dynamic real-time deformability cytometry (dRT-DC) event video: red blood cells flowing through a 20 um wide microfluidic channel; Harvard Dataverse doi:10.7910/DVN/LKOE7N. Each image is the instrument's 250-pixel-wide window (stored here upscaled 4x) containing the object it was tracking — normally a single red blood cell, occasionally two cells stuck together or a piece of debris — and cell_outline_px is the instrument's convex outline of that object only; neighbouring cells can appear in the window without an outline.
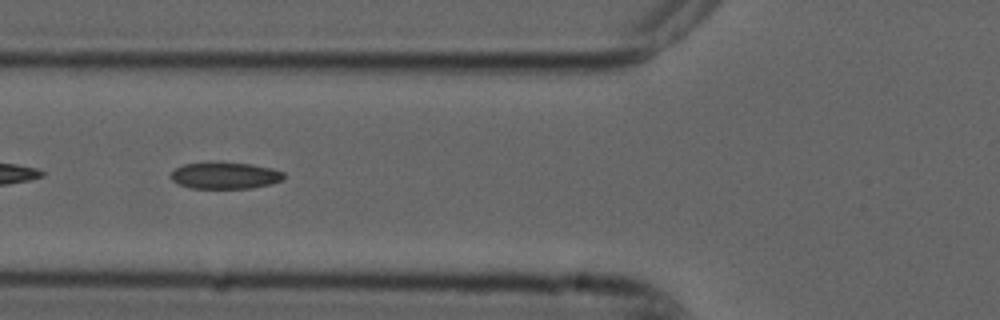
{"species": "common noctule bat (a hibernating species)", "species_latin": "Nyctalus noctula", "temperature_condition": "cold", "stored_images_in_passage": 48, "camera_frame_rate_fps": 3000, "um_per_image_px": 0.085, "animal": {"sex": "male", "forearm_length_mm": 52.5}, "frame": {"image": 1, "passage_image": 14, "time_ms": 4.333, "image_size_px": [1000, 320], "cell_outline_px": [[284, 180], [272, 184], [252, 188], [192, 188], [180, 184], [172, 180], [172, 172], [176, 168], [184, 164], [252, 164], [272, 168], [284, 172]], "centroid_in_image_um": [19.21, 14.95], "position_along_channel_um": 106.6, "area_um2": 16.99}}
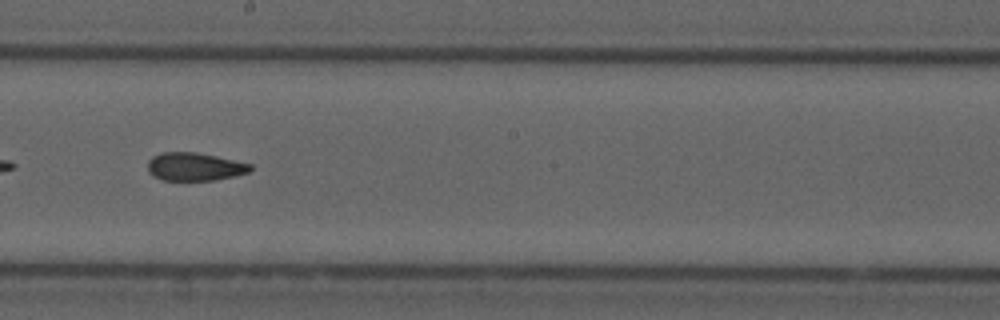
{"frame": {"image": 2, "passage_image": 24, "time_ms": 7.667, "image_size_px": [1000, 320], "cell_outline_px": [[252, 168], [248, 172], [232, 176], [212, 180], [164, 180], [148, 172], [148, 160], [152, 156], [160, 152], [196, 152], [216, 156], [252, 164]], "centroid_in_image_um": [16.52, 14.15], "position_along_channel_um": 231.7, "area_um2": 16.65}}
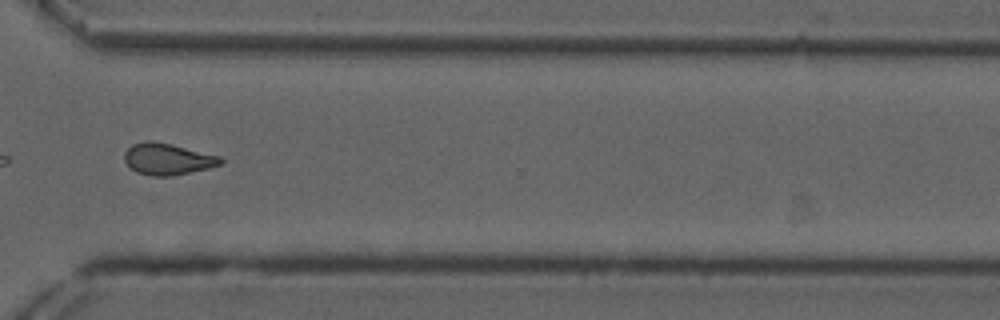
{"frame": {"image": 3, "passage_image": 34, "time_ms": 11.0, "image_size_px": [1000, 320], "cell_outline_px": [[224, 160], [220, 164], [208, 168], [172, 176], [152, 176], [136, 172], [124, 160], [124, 152], [132, 144], [148, 140], [152, 140], [172, 144], [220, 156]], "centroid_in_image_um": [14.23, 13.51], "position_along_channel_um": 356.4, "area_um2": 17.63}, "authors_computed_cell_mechanics": {"area_um2": 17.629, "velocity_mm_per_s": 3.742, "shape_relaxation_time_tau1_ms": 11.2118, "shape_relaxation_time_tau2_ms": 2.1671, "deformation_change_tau1": 0.2028, "deformation_change_tau2": 0.0843}}